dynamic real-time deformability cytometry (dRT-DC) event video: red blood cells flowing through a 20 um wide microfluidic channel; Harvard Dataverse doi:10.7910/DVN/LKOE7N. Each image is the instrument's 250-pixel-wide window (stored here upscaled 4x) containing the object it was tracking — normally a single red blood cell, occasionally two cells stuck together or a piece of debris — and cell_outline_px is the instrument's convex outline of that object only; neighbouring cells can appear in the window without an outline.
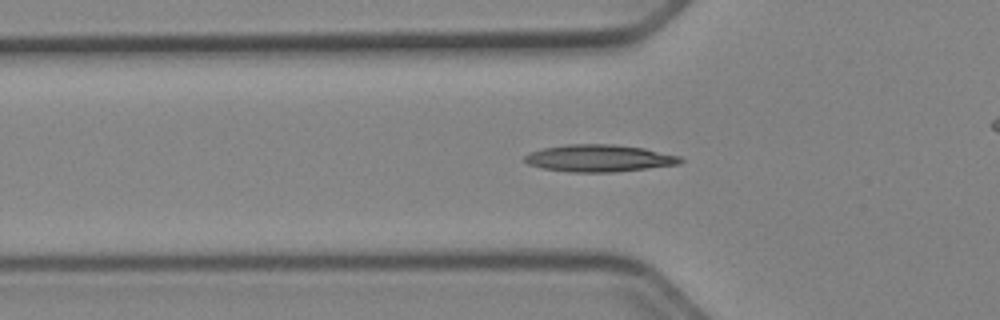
{"species": "Egyptian fruit bat (a non-hibernating species)", "species_latin": "Rousettus aegyptiacus", "temperature_condition": "cold", "stored_images_in_passage": 41, "camera_frame_rate_fps": 3000, "um_per_image_px": 0.085, "animal": {"sex": "female"}, "frame": {"image": 1, "passage_image": 13, "time_ms": 4.0, "image_size_px": [1000, 320], "cell_outline_px": [[684, 160], [680, 164], [616, 172], [568, 172], [540, 168], [528, 164], [524, 160], [524, 156], [532, 152], [544, 148], [568, 144], [612, 144], [644, 148], [680, 156]], "centroid_in_image_um": [50.93, 13.45], "position_along_channel_um": 74.9, "area_um2": 24.62}}
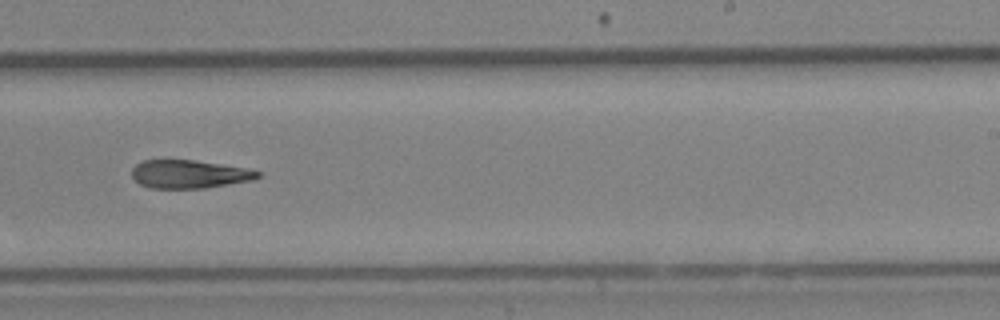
{"frame": {"image": 2, "passage_image": 28, "time_ms": 9.0, "image_size_px": [1000, 320], "cell_outline_px": [[260, 176], [252, 180], [204, 188], [152, 188], [140, 184], [132, 176], [132, 168], [136, 164], [144, 160], [192, 160], [244, 168], [260, 172]], "centroid_in_image_um": [16.04, 14.8], "position_along_channel_um": 273.0, "area_um2": 20.35}}
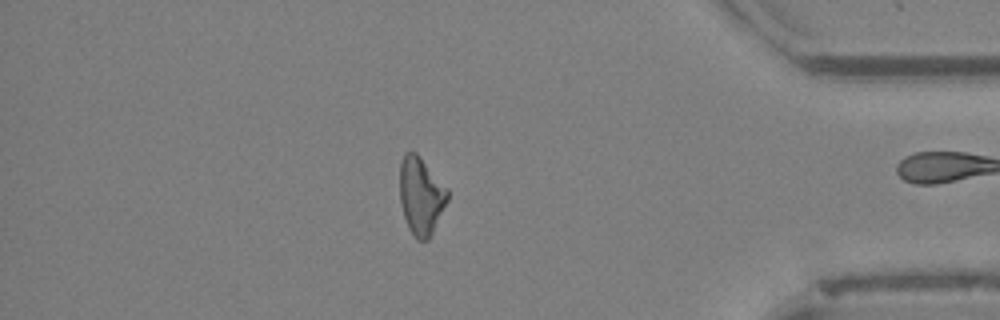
{"frame": {"image": 3, "passage_image": 40, "time_ms": 13.0, "image_size_px": [1000, 320], "cell_outline_px": [[448, 200], [428, 240], [416, 240], [408, 228], [404, 216], [400, 200], [400, 164], [404, 152], [416, 152], [448, 188]], "centroid_in_image_um": [35.77, 16.64], "position_along_channel_um": 399.4, "area_um2": 21.5}}